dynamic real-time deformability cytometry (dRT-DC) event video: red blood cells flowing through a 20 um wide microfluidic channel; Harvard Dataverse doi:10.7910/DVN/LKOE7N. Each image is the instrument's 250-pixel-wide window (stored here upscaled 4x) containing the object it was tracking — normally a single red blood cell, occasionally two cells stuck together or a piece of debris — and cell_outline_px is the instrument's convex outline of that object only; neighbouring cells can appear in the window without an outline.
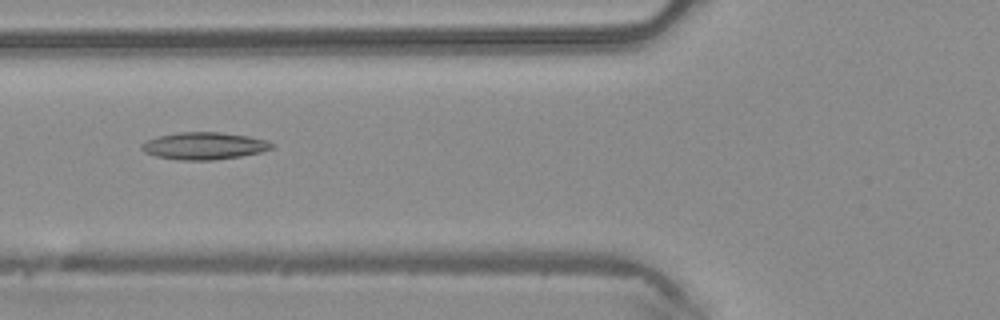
{"species": "common noctule bat (a hibernating species)", "species_latin": "Nyctalus noctula", "temperature_condition": "warm", "stored_images_in_passage": 39, "camera_frame_rate_fps": 3000, "um_per_image_px": 0.085, "animal": {"sex": "male", "body_mass_g": 20.4}, "frame": {"image": 1, "passage_image": 9, "time_ms": 2.667, "image_size_px": [1000, 320], "cell_outline_px": [[276, 144], [272, 148], [260, 152], [240, 156], [212, 160], [180, 160], [156, 156], [144, 152], [140, 148], [140, 144], [144, 140], [160, 136], [180, 132], [220, 132], [248, 136], [264, 140]], "centroid_in_image_um": [17.31, 12.4], "position_along_channel_um": 108.5, "area_um2": 20.58}}
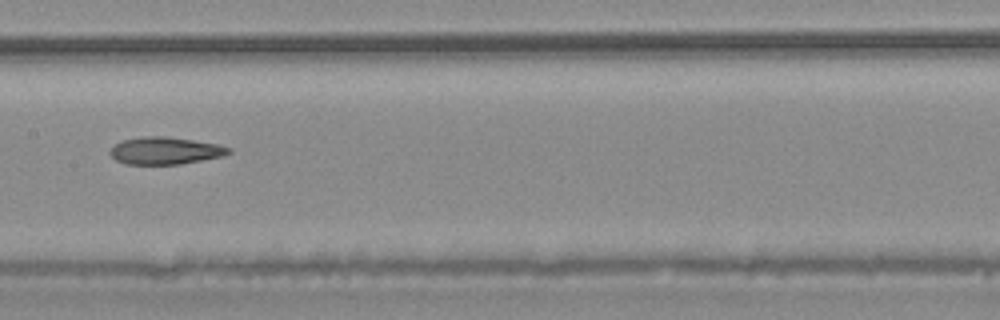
{"frame": {"image": 2, "passage_image": 15, "time_ms": 4.667, "image_size_px": [1000, 320], "cell_outline_px": [[232, 152], [220, 156], [180, 164], [124, 164], [116, 160], [108, 152], [116, 144], [124, 140], [144, 136], [164, 136], [192, 140], [216, 144], [232, 148]], "centroid_in_image_um": [14.02, 12.81], "position_along_channel_um": 193.4, "area_um2": 18.55}}
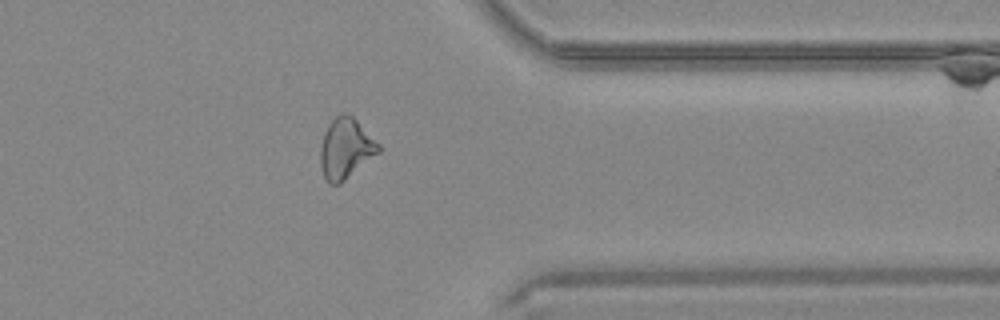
{"frame": {"image": 3, "passage_image": 29, "time_ms": 9.333, "image_size_px": [1000, 320], "cell_outline_px": [[380, 152], [340, 184], [328, 184], [324, 176], [320, 164], [320, 148], [324, 132], [328, 124], [340, 112], [348, 112], [380, 144]], "centroid_in_image_um": [29.37, 12.61], "position_along_channel_um": 382.0, "area_um2": 20.58}, "authors_computed_cell_mechanics": {"area_um2": 19.8254, "velocity_mm_per_s": 4.245, "shape_relaxation_time_tau1_ms": null, "shape_relaxation_time_tau2_ms": 4.4471, "deformation_change_tau1": null, "deformation_change_tau2": 0.1492}}